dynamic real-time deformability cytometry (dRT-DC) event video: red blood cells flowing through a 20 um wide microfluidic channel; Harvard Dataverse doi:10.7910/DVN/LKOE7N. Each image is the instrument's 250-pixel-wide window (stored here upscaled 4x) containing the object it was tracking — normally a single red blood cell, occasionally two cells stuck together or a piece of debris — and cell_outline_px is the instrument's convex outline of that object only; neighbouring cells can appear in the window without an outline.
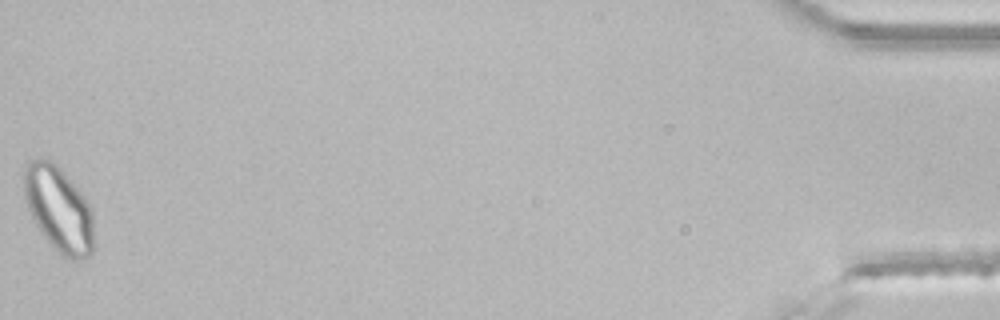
{"species": "common noctule bat (a hibernating species)", "species_latin": "Nyctalus noctula", "temperature_condition": "room temperature", "stored_images_in_passage": 49, "segment_of_instrument_passage": [2, 2], "camera_frame_rate_fps": 3000, "um_per_image_px": 0.085, "animal": {"sex": "male", "body_mass_g": 21.5, "forearm_length_mm": 52.0}, "frame": {"image": 1, "passage_image": 49, "time_ms": 16.0, "image_size_px": [1000, 320], "cell_outline_px": [[96, 248], [92, 256], [84, 260], [72, 260], [64, 256], [40, 232], [28, 208], [24, 196], [24, 168], [28, 160], [36, 156], [48, 160], [60, 168], [84, 196], [92, 208], [96, 240]], "centroid_in_image_um": [5.05, 17.8], "position_along_channel_um": 430.1, "area_um2": 35.37}}